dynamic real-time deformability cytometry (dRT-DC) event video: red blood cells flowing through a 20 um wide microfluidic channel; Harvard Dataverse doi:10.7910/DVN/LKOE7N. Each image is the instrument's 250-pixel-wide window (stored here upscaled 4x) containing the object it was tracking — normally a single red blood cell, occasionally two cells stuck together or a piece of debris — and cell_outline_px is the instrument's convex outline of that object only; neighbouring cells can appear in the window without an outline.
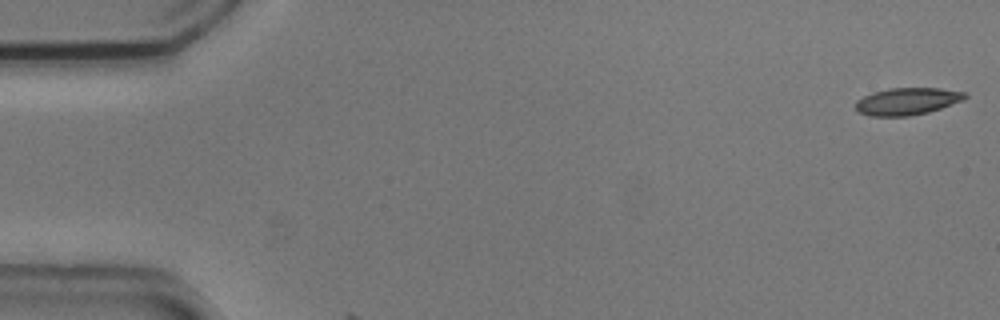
{"species": "common noctule bat (a hibernating species)", "species_latin": "Nyctalus noctula", "temperature_condition": "cold", "stored_images_in_passage": 3, "camera_frame_rate_fps": 3000, "um_per_image_px": 0.085, "animal": {"sex": "male", "body_mass_g": 20.5, "forearm_length_mm": 52.5}, "frame": {"image": 1, "passage_image": 1, "time_ms": 0.0, "image_size_px": [1000, 320], "cell_outline_px": [[968, 96], [964, 100], [928, 112], [908, 116], [868, 116], [856, 112], [856, 100], [872, 92], [888, 88], [940, 88], [968, 92]], "centroid_in_image_um": [77.11, 8.61], "position_along_channel_um": 7.9, "area_um2": 17.51}}